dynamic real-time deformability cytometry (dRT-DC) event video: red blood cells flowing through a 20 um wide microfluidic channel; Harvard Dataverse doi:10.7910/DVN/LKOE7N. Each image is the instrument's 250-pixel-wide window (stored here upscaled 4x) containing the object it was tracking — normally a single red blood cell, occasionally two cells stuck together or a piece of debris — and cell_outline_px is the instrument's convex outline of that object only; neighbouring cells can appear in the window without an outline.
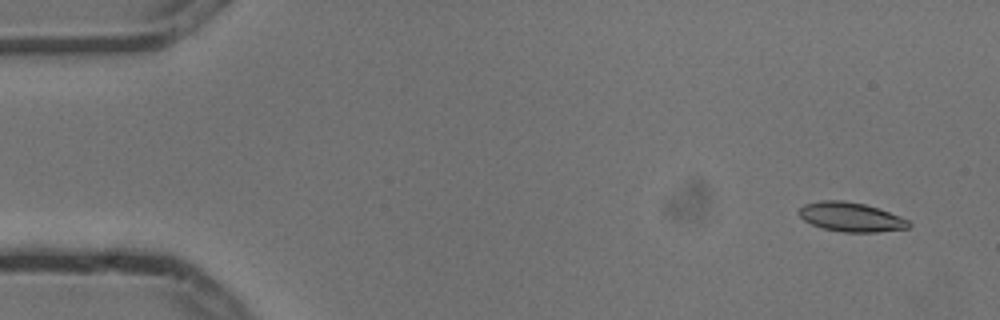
{"species": "common noctule bat (a hibernating species)", "species_latin": "Nyctalus noctula", "temperature_condition": "cold", "stored_images_in_passage": 5, "camera_frame_rate_fps": 3000, "um_per_image_px": 0.085, "animal": {"sex": "male", "body_mass_g": 13.3}, "frame": {"image": 1, "passage_image": 1, "time_ms": 0.0, "image_size_px": [1000, 320], "cell_outline_px": [[912, 224], [908, 228], [876, 232], [844, 232], [824, 228], [812, 224], [804, 220], [796, 212], [804, 204], [820, 200], [844, 200], [864, 204], [900, 216], [908, 220]], "centroid_in_image_um": [72.31, 18.44], "position_along_channel_um": 12.7, "area_um2": 18.61}}
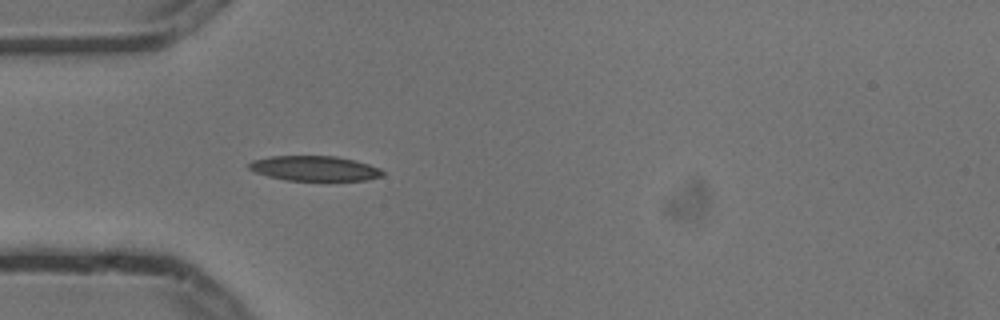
{"frame": {"image": 2, "passage_image": 5, "time_ms": 1.333, "image_size_px": [1000, 320], "cell_outline_px": [[384, 176], [368, 180], [284, 180], [268, 176], [256, 172], [248, 168], [248, 164], [252, 160], [272, 156], [336, 156], [356, 160], [380, 168], [384, 172]], "centroid_in_image_um": [26.76, 14.31], "position_along_channel_um": 58.2, "area_um2": 19.48}}